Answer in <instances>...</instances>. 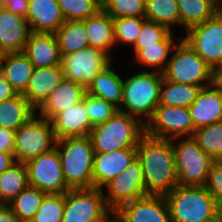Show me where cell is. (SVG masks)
<instances>
[{"label":"cell","mask_w":222,"mask_h":222,"mask_svg":"<svg viewBox=\"0 0 222 222\" xmlns=\"http://www.w3.org/2000/svg\"><path fill=\"white\" fill-rule=\"evenodd\" d=\"M15 146V131L0 127V151L13 154Z\"/></svg>","instance_id":"44"},{"label":"cell","mask_w":222,"mask_h":222,"mask_svg":"<svg viewBox=\"0 0 222 222\" xmlns=\"http://www.w3.org/2000/svg\"><path fill=\"white\" fill-rule=\"evenodd\" d=\"M111 62L112 59L106 53L90 46L61 57L65 79L77 82L86 88Z\"/></svg>","instance_id":"14"},{"label":"cell","mask_w":222,"mask_h":222,"mask_svg":"<svg viewBox=\"0 0 222 222\" xmlns=\"http://www.w3.org/2000/svg\"><path fill=\"white\" fill-rule=\"evenodd\" d=\"M29 186L47 194H62L71 189L63 176L60 156L55 146L26 163Z\"/></svg>","instance_id":"12"},{"label":"cell","mask_w":222,"mask_h":222,"mask_svg":"<svg viewBox=\"0 0 222 222\" xmlns=\"http://www.w3.org/2000/svg\"><path fill=\"white\" fill-rule=\"evenodd\" d=\"M137 157V148H125L108 153H95L93 188L103 189Z\"/></svg>","instance_id":"16"},{"label":"cell","mask_w":222,"mask_h":222,"mask_svg":"<svg viewBox=\"0 0 222 222\" xmlns=\"http://www.w3.org/2000/svg\"><path fill=\"white\" fill-rule=\"evenodd\" d=\"M164 197L171 222H207L220 212L204 186L178 185Z\"/></svg>","instance_id":"5"},{"label":"cell","mask_w":222,"mask_h":222,"mask_svg":"<svg viewBox=\"0 0 222 222\" xmlns=\"http://www.w3.org/2000/svg\"><path fill=\"white\" fill-rule=\"evenodd\" d=\"M89 46L106 53L115 45L113 19L103 10L85 20Z\"/></svg>","instance_id":"26"},{"label":"cell","mask_w":222,"mask_h":222,"mask_svg":"<svg viewBox=\"0 0 222 222\" xmlns=\"http://www.w3.org/2000/svg\"><path fill=\"white\" fill-rule=\"evenodd\" d=\"M23 53L34 68L61 65V55L55 34L31 32Z\"/></svg>","instance_id":"23"},{"label":"cell","mask_w":222,"mask_h":222,"mask_svg":"<svg viewBox=\"0 0 222 222\" xmlns=\"http://www.w3.org/2000/svg\"><path fill=\"white\" fill-rule=\"evenodd\" d=\"M31 29L25 17L0 6V54L23 52Z\"/></svg>","instance_id":"18"},{"label":"cell","mask_w":222,"mask_h":222,"mask_svg":"<svg viewBox=\"0 0 222 222\" xmlns=\"http://www.w3.org/2000/svg\"><path fill=\"white\" fill-rule=\"evenodd\" d=\"M112 64L100 71L86 90L89 95L110 102L119 108L123 99V79L113 69Z\"/></svg>","instance_id":"25"},{"label":"cell","mask_w":222,"mask_h":222,"mask_svg":"<svg viewBox=\"0 0 222 222\" xmlns=\"http://www.w3.org/2000/svg\"><path fill=\"white\" fill-rule=\"evenodd\" d=\"M107 206L114 213L123 205L147 196L140 160L136 157L118 176L104 187Z\"/></svg>","instance_id":"11"},{"label":"cell","mask_w":222,"mask_h":222,"mask_svg":"<svg viewBox=\"0 0 222 222\" xmlns=\"http://www.w3.org/2000/svg\"><path fill=\"white\" fill-rule=\"evenodd\" d=\"M204 187L213 196L219 210L222 211V161L212 164Z\"/></svg>","instance_id":"42"},{"label":"cell","mask_w":222,"mask_h":222,"mask_svg":"<svg viewBox=\"0 0 222 222\" xmlns=\"http://www.w3.org/2000/svg\"><path fill=\"white\" fill-rule=\"evenodd\" d=\"M34 67L23 52L0 54V73L17 94H23L29 84Z\"/></svg>","instance_id":"24"},{"label":"cell","mask_w":222,"mask_h":222,"mask_svg":"<svg viewBox=\"0 0 222 222\" xmlns=\"http://www.w3.org/2000/svg\"><path fill=\"white\" fill-rule=\"evenodd\" d=\"M194 128L222 121V90L213 83L200 89L195 101L188 107Z\"/></svg>","instance_id":"17"},{"label":"cell","mask_w":222,"mask_h":222,"mask_svg":"<svg viewBox=\"0 0 222 222\" xmlns=\"http://www.w3.org/2000/svg\"><path fill=\"white\" fill-rule=\"evenodd\" d=\"M171 139L178 185L205 186L208 173L215 162L193 139L184 137L176 144Z\"/></svg>","instance_id":"7"},{"label":"cell","mask_w":222,"mask_h":222,"mask_svg":"<svg viewBox=\"0 0 222 222\" xmlns=\"http://www.w3.org/2000/svg\"><path fill=\"white\" fill-rule=\"evenodd\" d=\"M51 123L56 140L89 136L93 127L85 108V96L74 106L56 115Z\"/></svg>","instance_id":"19"},{"label":"cell","mask_w":222,"mask_h":222,"mask_svg":"<svg viewBox=\"0 0 222 222\" xmlns=\"http://www.w3.org/2000/svg\"><path fill=\"white\" fill-rule=\"evenodd\" d=\"M57 3L65 21H84L102 10L96 0H57Z\"/></svg>","instance_id":"36"},{"label":"cell","mask_w":222,"mask_h":222,"mask_svg":"<svg viewBox=\"0 0 222 222\" xmlns=\"http://www.w3.org/2000/svg\"><path fill=\"white\" fill-rule=\"evenodd\" d=\"M86 93L87 90L85 86L65 79L37 109L39 111L38 115L51 121L60 112L67 110L83 100Z\"/></svg>","instance_id":"21"},{"label":"cell","mask_w":222,"mask_h":222,"mask_svg":"<svg viewBox=\"0 0 222 222\" xmlns=\"http://www.w3.org/2000/svg\"><path fill=\"white\" fill-rule=\"evenodd\" d=\"M28 5V0H3V2L0 4V6L5 8L6 10L21 17H26Z\"/></svg>","instance_id":"43"},{"label":"cell","mask_w":222,"mask_h":222,"mask_svg":"<svg viewBox=\"0 0 222 222\" xmlns=\"http://www.w3.org/2000/svg\"><path fill=\"white\" fill-rule=\"evenodd\" d=\"M0 222H20L11 207L6 204H0Z\"/></svg>","instance_id":"46"},{"label":"cell","mask_w":222,"mask_h":222,"mask_svg":"<svg viewBox=\"0 0 222 222\" xmlns=\"http://www.w3.org/2000/svg\"><path fill=\"white\" fill-rule=\"evenodd\" d=\"M144 134L143 122L118 111L106 122L94 126L89 137L95 153H108L125 148H137Z\"/></svg>","instance_id":"4"},{"label":"cell","mask_w":222,"mask_h":222,"mask_svg":"<svg viewBox=\"0 0 222 222\" xmlns=\"http://www.w3.org/2000/svg\"><path fill=\"white\" fill-rule=\"evenodd\" d=\"M47 193L28 186L8 205L20 222H30L42 204Z\"/></svg>","instance_id":"33"},{"label":"cell","mask_w":222,"mask_h":222,"mask_svg":"<svg viewBox=\"0 0 222 222\" xmlns=\"http://www.w3.org/2000/svg\"><path fill=\"white\" fill-rule=\"evenodd\" d=\"M65 80L61 65L46 68H34L24 98L37 110Z\"/></svg>","instance_id":"20"},{"label":"cell","mask_w":222,"mask_h":222,"mask_svg":"<svg viewBox=\"0 0 222 222\" xmlns=\"http://www.w3.org/2000/svg\"><path fill=\"white\" fill-rule=\"evenodd\" d=\"M64 179L71 189L93 188L94 148L89 136L56 141Z\"/></svg>","instance_id":"3"},{"label":"cell","mask_w":222,"mask_h":222,"mask_svg":"<svg viewBox=\"0 0 222 222\" xmlns=\"http://www.w3.org/2000/svg\"><path fill=\"white\" fill-rule=\"evenodd\" d=\"M56 141L51 121L36 113L15 131V161L26 163L53 149Z\"/></svg>","instance_id":"9"},{"label":"cell","mask_w":222,"mask_h":222,"mask_svg":"<svg viewBox=\"0 0 222 222\" xmlns=\"http://www.w3.org/2000/svg\"><path fill=\"white\" fill-rule=\"evenodd\" d=\"M171 54L162 72L165 80L201 88L214 83L215 72L182 38Z\"/></svg>","instance_id":"6"},{"label":"cell","mask_w":222,"mask_h":222,"mask_svg":"<svg viewBox=\"0 0 222 222\" xmlns=\"http://www.w3.org/2000/svg\"><path fill=\"white\" fill-rule=\"evenodd\" d=\"M54 34L61 57L89 47L85 20L65 21Z\"/></svg>","instance_id":"29"},{"label":"cell","mask_w":222,"mask_h":222,"mask_svg":"<svg viewBox=\"0 0 222 222\" xmlns=\"http://www.w3.org/2000/svg\"><path fill=\"white\" fill-rule=\"evenodd\" d=\"M162 81L161 72L149 69L123 79V99L118 111L138 118L145 125L159 105Z\"/></svg>","instance_id":"2"},{"label":"cell","mask_w":222,"mask_h":222,"mask_svg":"<svg viewBox=\"0 0 222 222\" xmlns=\"http://www.w3.org/2000/svg\"><path fill=\"white\" fill-rule=\"evenodd\" d=\"M113 222H171L164 195H147L120 207Z\"/></svg>","instance_id":"15"},{"label":"cell","mask_w":222,"mask_h":222,"mask_svg":"<svg viewBox=\"0 0 222 222\" xmlns=\"http://www.w3.org/2000/svg\"><path fill=\"white\" fill-rule=\"evenodd\" d=\"M182 39L215 72L222 67V13L185 31Z\"/></svg>","instance_id":"10"},{"label":"cell","mask_w":222,"mask_h":222,"mask_svg":"<svg viewBox=\"0 0 222 222\" xmlns=\"http://www.w3.org/2000/svg\"><path fill=\"white\" fill-rule=\"evenodd\" d=\"M17 95L11 84L0 73V102L11 99Z\"/></svg>","instance_id":"45"},{"label":"cell","mask_w":222,"mask_h":222,"mask_svg":"<svg viewBox=\"0 0 222 222\" xmlns=\"http://www.w3.org/2000/svg\"><path fill=\"white\" fill-rule=\"evenodd\" d=\"M113 215L103 189L79 188L65 192L62 222H113Z\"/></svg>","instance_id":"8"},{"label":"cell","mask_w":222,"mask_h":222,"mask_svg":"<svg viewBox=\"0 0 222 222\" xmlns=\"http://www.w3.org/2000/svg\"><path fill=\"white\" fill-rule=\"evenodd\" d=\"M145 19L162 24L172 31L180 25L177 0H145Z\"/></svg>","instance_id":"34"},{"label":"cell","mask_w":222,"mask_h":222,"mask_svg":"<svg viewBox=\"0 0 222 222\" xmlns=\"http://www.w3.org/2000/svg\"><path fill=\"white\" fill-rule=\"evenodd\" d=\"M214 83L222 90V67L215 71Z\"/></svg>","instance_id":"48"},{"label":"cell","mask_w":222,"mask_h":222,"mask_svg":"<svg viewBox=\"0 0 222 222\" xmlns=\"http://www.w3.org/2000/svg\"><path fill=\"white\" fill-rule=\"evenodd\" d=\"M29 186L25 163L14 162L0 175V204L8 205Z\"/></svg>","instance_id":"31"},{"label":"cell","mask_w":222,"mask_h":222,"mask_svg":"<svg viewBox=\"0 0 222 222\" xmlns=\"http://www.w3.org/2000/svg\"><path fill=\"white\" fill-rule=\"evenodd\" d=\"M201 87L171 82L163 78L158 106L189 107L197 98Z\"/></svg>","instance_id":"32"},{"label":"cell","mask_w":222,"mask_h":222,"mask_svg":"<svg viewBox=\"0 0 222 222\" xmlns=\"http://www.w3.org/2000/svg\"><path fill=\"white\" fill-rule=\"evenodd\" d=\"M96 1H98L102 5L106 0H96Z\"/></svg>","instance_id":"50"},{"label":"cell","mask_w":222,"mask_h":222,"mask_svg":"<svg viewBox=\"0 0 222 222\" xmlns=\"http://www.w3.org/2000/svg\"><path fill=\"white\" fill-rule=\"evenodd\" d=\"M102 10L112 19L121 17H144L145 0H106Z\"/></svg>","instance_id":"39"},{"label":"cell","mask_w":222,"mask_h":222,"mask_svg":"<svg viewBox=\"0 0 222 222\" xmlns=\"http://www.w3.org/2000/svg\"><path fill=\"white\" fill-rule=\"evenodd\" d=\"M173 31L168 27L145 20L140 30V35L137 38L133 49H142L146 46L155 45L158 42L164 41Z\"/></svg>","instance_id":"41"},{"label":"cell","mask_w":222,"mask_h":222,"mask_svg":"<svg viewBox=\"0 0 222 222\" xmlns=\"http://www.w3.org/2000/svg\"><path fill=\"white\" fill-rule=\"evenodd\" d=\"M15 161L14 154L0 151V175L7 170Z\"/></svg>","instance_id":"47"},{"label":"cell","mask_w":222,"mask_h":222,"mask_svg":"<svg viewBox=\"0 0 222 222\" xmlns=\"http://www.w3.org/2000/svg\"><path fill=\"white\" fill-rule=\"evenodd\" d=\"M27 23L31 32L55 33L65 22L57 0H28Z\"/></svg>","instance_id":"22"},{"label":"cell","mask_w":222,"mask_h":222,"mask_svg":"<svg viewBox=\"0 0 222 222\" xmlns=\"http://www.w3.org/2000/svg\"><path fill=\"white\" fill-rule=\"evenodd\" d=\"M145 17H121L113 19L115 44L122 42L133 47L140 35Z\"/></svg>","instance_id":"38"},{"label":"cell","mask_w":222,"mask_h":222,"mask_svg":"<svg viewBox=\"0 0 222 222\" xmlns=\"http://www.w3.org/2000/svg\"><path fill=\"white\" fill-rule=\"evenodd\" d=\"M65 193L46 194L39 210L30 222H62Z\"/></svg>","instance_id":"37"},{"label":"cell","mask_w":222,"mask_h":222,"mask_svg":"<svg viewBox=\"0 0 222 222\" xmlns=\"http://www.w3.org/2000/svg\"><path fill=\"white\" fill-rule=\"evenodd\" d=\"M194 123L188 107L157 106L145 124V133L161 139L192 137Z\"/></svg>","instance_id":"13"},{"label":"cell","mask_w":222,"mask_h":222,"mask_svg":"<svg viewBox=\"0 0 222 222\" xmlns=\"http://www.w3.org/2000/svg\"><path fill=\"white\" fill-rule=\"evenodd\" d=\"M177 4L184 31L213 18L220 11L217 0H177Z\"/></svg>","instance_id":"28"},{"label":"cell","mask_w":222,"mask_h":222,"mask_svg":"<svg viewBox=\"0 0 222 222\" xmlns=\"http://www.w3.org/2000/svg\"><path fill=\"white\" fill-rule=\"evenodd\" d=\"M207 222H222V211L217 213L212 219Z\"/></svg>","instance_id":"49"},{"label":"cell","mask_w":222,"mask_h":222,"mask_svg":"<svg viewBox=\"0 0 222 222\" xmlns=\"http://www.w3.org/2000/svg\"><path fill=\"white\" fill-rule=\"evenodd\" d=\"M85 108L92 127L109 120L118 112V108L103 99L85 94Z\"/></svg>","instance_id":"40"},{"label":"cell","mask_w":222,"mask_h":222,"mask_svg":"<svg viewBox=\"0 0 222 222\" xmlns=\"http://www.w3.org/2000/svg\"><path fill=\"white\" fill-rule=\"evenodd\" d=\"M137 158L148 195H166L178 186L171 139L145 133L137 145Z\"/></svg>","instance_id":"1"},{"label":"cell","mask_w":222,"mask_h":222,"mask_svg":"<svg viewBox=\"0 0 222 222\" xmlns=\"http://www.w3.org/2000/svg\"><path fill=\"white\" fill-rule=\"evenodd\" d=\"M171 33L164 41L155 45L146 46L142 49H133L135 61L144 67H150L156 72H163L170 59L168 57L174 50L177 43L174 42L175 36Z\"/></svg>","instance_id":"30"},{"label":"cell","mask_w":222,"mask_h":222,"mask_svg":"<svg viewBox=\"0 0 222 222\" xmlns=\"http://www.w3.org/2000/svg\"><path fill=\"white\" fill-rule=\"evenodd\" d=\"M192 137L215 162L222 161V121L196 129Z\"/></svg>","instance_id":"35"},{"label":"cell","mask_w":222,"mask_h":222,"mask_svg":"<svg viewBox=\"0 0 222 222\" xmlns=\"http://www.w3.org/2000/svg\"><path fill=\"white\" fill-rule=\"evenodd\" d=\"M220 11L222 13V2L220 3Z\"/></svg>","instance_id":"51"},{"label":"cell","mask_w":222,"mask_h":222,"mask_svg":"<svg viewBox=\"0 0 222 222\" xmlns=\"http://www.w3.org/2000/svg\"><path fill=\"white\" fill-rule=\"evenodd\" d=\"M37 112L22 94H17L0 102V127L16 131Z\"/></svg>","instance_id":"27"}]
</instances>
